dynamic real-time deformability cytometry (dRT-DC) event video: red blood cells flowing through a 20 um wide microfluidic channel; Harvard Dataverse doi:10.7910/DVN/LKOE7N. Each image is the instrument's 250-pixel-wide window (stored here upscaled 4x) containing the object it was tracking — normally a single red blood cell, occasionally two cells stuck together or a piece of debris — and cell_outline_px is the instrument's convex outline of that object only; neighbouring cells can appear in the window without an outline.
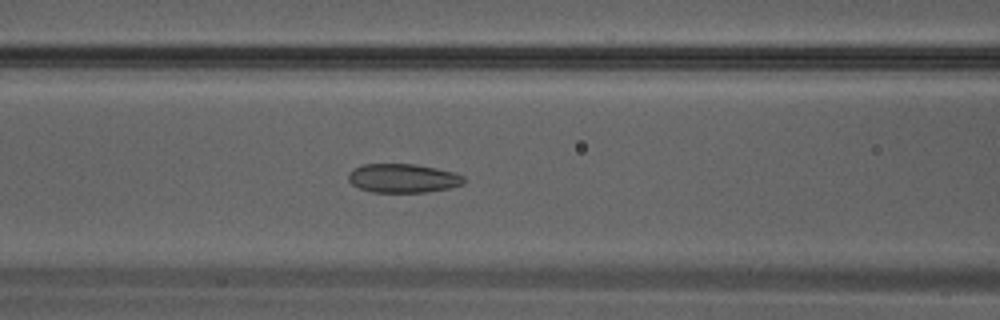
{"species": "Egyptian fruit bat (a non-hibernating species)", "species_latin": "Rousettus aegyptiacus", "temperature_condition": "warm", "stored_images_in_passage": 25, "camera_frame_rate_fps": 3000, "um_per_image_px": 0.085, "animal": {"sex": "male"}, "frame": {"image": 1, "passage_image": 9, "time_ms": 2.667, "image_size_px": [1000, 320], "cell_outline_px": [[464, 184], [448, 188], [428, 192], [372, 192], [360, 188], [352, 184], [348, 180], [348, 172], [352, 168], [364, 164], [416, 164], [456, 172], [464, 176]], "centroid_in_image_um": [34.25, 15.14], "position_along_channel_um": 132.3, "area_um2": 19.59}}
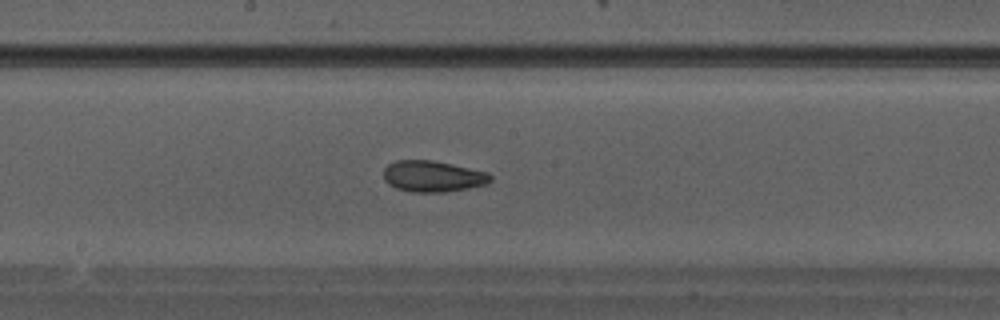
{"frame": {"image": 2, "passage_image": 13, "time_ms": 4.0, "image_size_px": [1000, 320], "cell_outline_px": [[492, 180], [484, 184], [468, 188], [444, 192], [412, 192], [396, 188], [388, 184], [384, 180], [384, 168], [388, 164], [396, 160], [432, 160], [452, 164], [488, 172], [492, 176]], "centroid_in_image_um": [36.77, 14.98], "position_along_channel_um": 211.4, "area_um2": 19.42}}
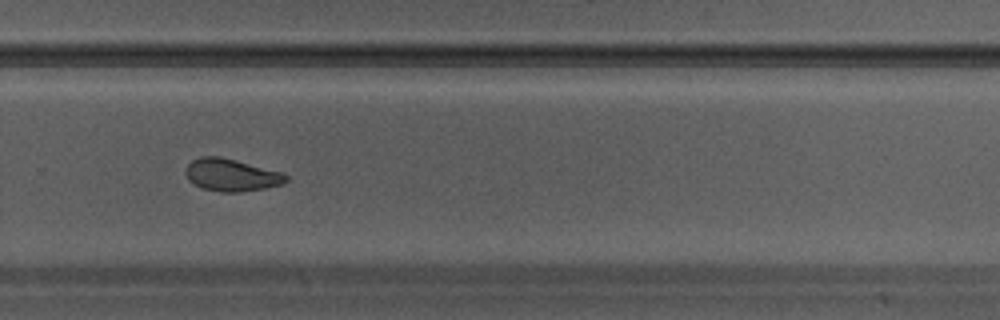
{"frame": {"image": 3, "passage_image": 18, "time_ms": 5.667, "image_size_px": [1000, 320], "cell_outline_px": [[288, 180], [280, 184], [264, 188], [240, 192], [220, 192], [204, 188], [188, 180], [184, 172], [184, 168], [192, 160], [200, 156], [220, 156], [284, 172], [288, 176]], "centroid_in_image_um": [19.66, 14.86], "position_along_channel_um": 310.1, "area_um2": 19.02}}